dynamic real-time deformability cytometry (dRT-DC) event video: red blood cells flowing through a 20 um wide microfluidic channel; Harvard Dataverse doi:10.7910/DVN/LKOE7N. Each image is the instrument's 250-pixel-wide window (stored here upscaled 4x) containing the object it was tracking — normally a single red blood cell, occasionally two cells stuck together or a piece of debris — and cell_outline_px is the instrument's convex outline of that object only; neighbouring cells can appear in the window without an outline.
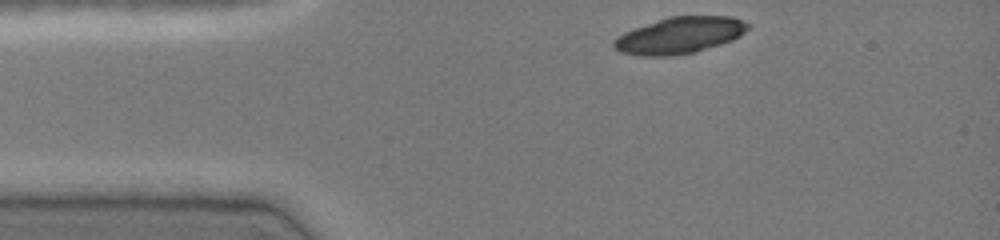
{"species": "common noctule bat (a hibernating species)", "species_latin": "Nyctalus noctula", "temperature_condition": "cold", "stored_images_in_passage": 34, "camera_frame_rate_fps": 3000, "um_per_image_px": 0.085, "animal": {"sex": "female", "body_mass_g": 19.0, "forearm_length_mm": 51.5}, "frame": {"image": 1, "passage_image": 1, "time_ms": 0.0, "image_size_px": [1000, 240], "cell_outline_px": [[748, 28], [740, 36], [732, 40], [696, 52], [672, 56], [640, 56], [620, 52], [612, 44], [612, 40], [616, 36], [624, 32], [668, 16], [732, 16], [744, 20], [748, 24]], "centroid_in_image_um": [57.76, 3.01], "position_along_channel_um": 27.2, "area_um2": 28.61}}